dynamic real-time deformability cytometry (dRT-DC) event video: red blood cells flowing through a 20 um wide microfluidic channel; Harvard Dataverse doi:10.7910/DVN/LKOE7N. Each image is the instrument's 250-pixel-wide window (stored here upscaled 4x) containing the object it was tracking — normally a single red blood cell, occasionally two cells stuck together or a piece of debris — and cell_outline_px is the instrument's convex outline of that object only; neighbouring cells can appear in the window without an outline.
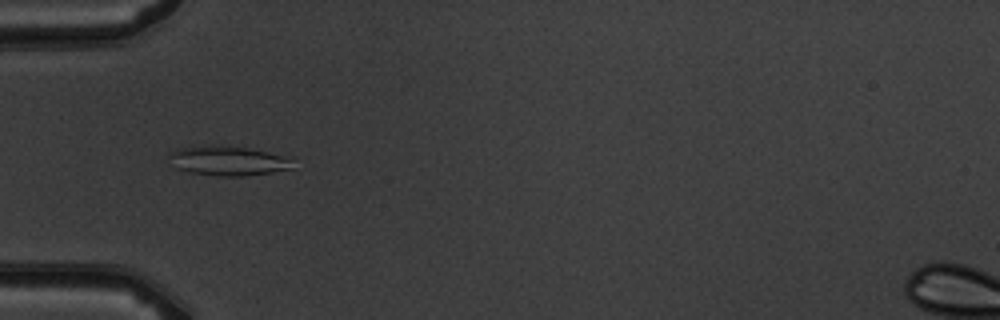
{"species": "common noctule bat (a hibernating species)", "species_latin": "Nyctalus noctula", "temperature_condition": "warm", "stored_images_in_passage": 4, "camera_frame_rate_fps": 3000, "um_per_image_px": 0.085, "animal": {"sex": "male", "body_mass_g": 19.5, "forearm_length_mm": 54.6}, "frame": {"image": 1, "passage_image": 2, "time_ms": 1.0, "image_size_px": [1000, 320], "cell_outline_px": [[292, 168], [272, 172], [244, 176], [216, 176], [188, 172], [176, 168], [168, 156], [168, 152], [176, 148], [192, 144], [220, 144], [244, 148], [264, 152], [280, 156], [292, 160]], "centroid_in_image_um": [19.22, 13.64], "position_along_channel_um": 65.8, "area_um2": 21.5}}